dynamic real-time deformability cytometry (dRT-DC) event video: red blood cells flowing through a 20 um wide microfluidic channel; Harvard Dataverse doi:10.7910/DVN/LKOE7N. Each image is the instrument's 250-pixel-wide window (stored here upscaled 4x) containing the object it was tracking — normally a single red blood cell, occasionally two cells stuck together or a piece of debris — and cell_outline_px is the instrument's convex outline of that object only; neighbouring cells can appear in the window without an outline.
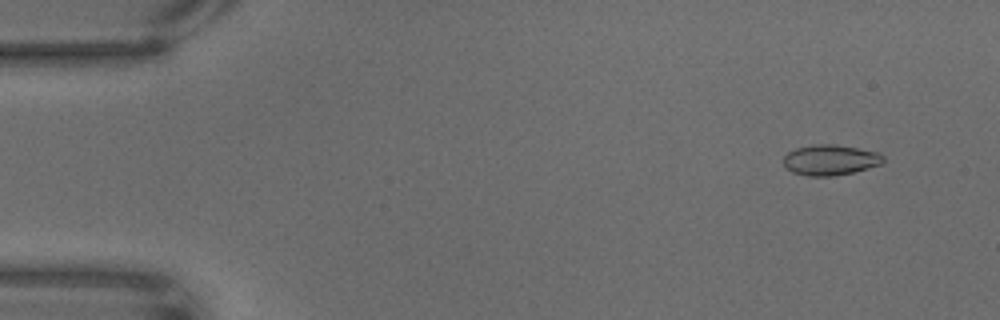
{"species": "common noctule bat (a hibernating species)", "species_latin": "Nyctalus noctula", "temperature_condition": "warm", "stored_images_in_passage": 62, "camera_frame_rate_fps": 3000, "um_per_image_px": 0.085, "animal": {"sex": "male", "body_mass_g": 18.8}, "frame": {"image": 1, "passage_image": 6, "time_ms": 1.667, "image_size_px": [1000, 320], "cell_outline_px": [[884, 160], [880, 164], [852, 172], [832, 176], [808, 176], [792, 172], [784, 164], [784, 156], [788, 152], [796, 148], [816, 144], [836, 144], [876, 152], [884, 156]], "centroid_in_image_um": [70.55, 13.59], "position_along_channel_um": 14.5, "area_um2": 17.46}}
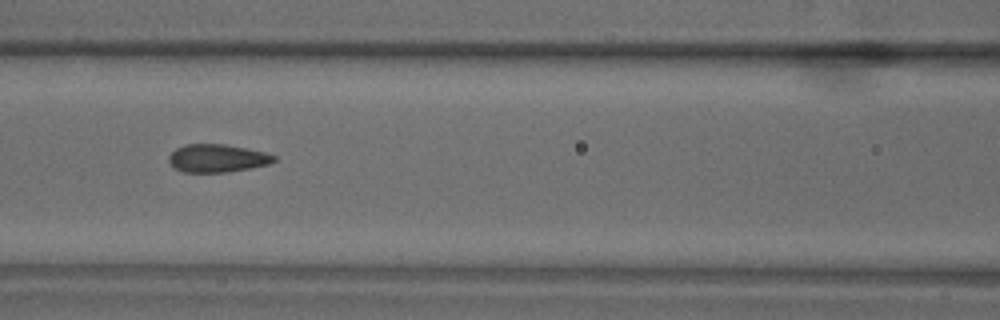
{"frame": {"image": 2, "passage_image": 30, "time_ms": 9.667, "image_size_px": [1000, 320], "cell_outline_px": [[276, 160], [268, 164], [228, 172], [184, 172], [176, 168], [168, 160], [168, 156], [176, 148], [184, 144], [224, 144], [264, 152], [276, 156]], "centroid_in_image_um": [18.44, 13.44], "position_along_channel_um": 148.2, "area_um2": 16.94}}
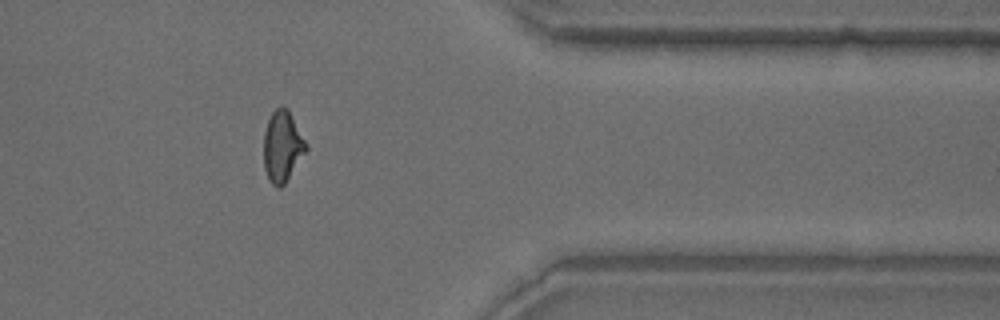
{"frame": {"image": 3, "passage_image": 55, "time_ms": 18.0, "image_size_px": [1000, 320], "cell_outline_px": [[308, 148], [284, 184], [280, 188], [276, 188], [272, 184], [264, 168], [264, 132], [268, 120], [272, 112], [276, 108], [288, 108], [308, 144]], "centroid_in_image_um": [24.01, 12.44], "position_along_channel_um": 387.4, "area_um2": 17.4}}